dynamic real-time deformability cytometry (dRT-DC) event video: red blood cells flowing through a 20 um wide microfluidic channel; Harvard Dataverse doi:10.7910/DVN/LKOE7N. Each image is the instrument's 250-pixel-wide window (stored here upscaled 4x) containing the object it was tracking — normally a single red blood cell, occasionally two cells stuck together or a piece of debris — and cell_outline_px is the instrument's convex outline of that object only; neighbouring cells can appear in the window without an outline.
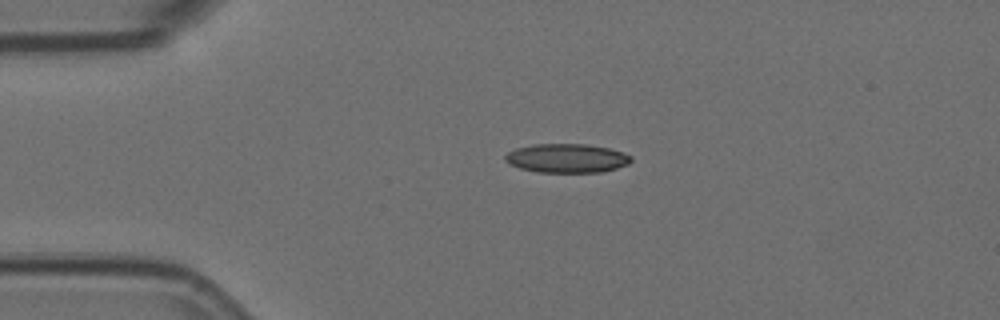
{"species": "Egyptian fruit bat (a non-hibernating species)", "species_latin": "Rousettus aegyptiacus", "temperature_condition": "room temperature", "stored_images_in_passage": 40, "camera_frame_rate_fps": 3000, "um_per_image_px": 0.085, "animal": {"sex": "female"}, "frame": {"image": 1, "passage_image": 1, "time_ms": 0.0, "image_size_px": [1000, 320], "cell_outline_px": [[632, 160], [628, 164], [616, 168], [600, 172], [540, 172], [520, 168], [504, 160], [504, 156], [508, 152], [516, 148], [532, 144], [588, 144], [608, 148], [624, 152], [632, 156]], "centroid_in_image_um": [48.19, 13.44], "position_along_channel_um": 36.8, "area_um2": 21.21}}
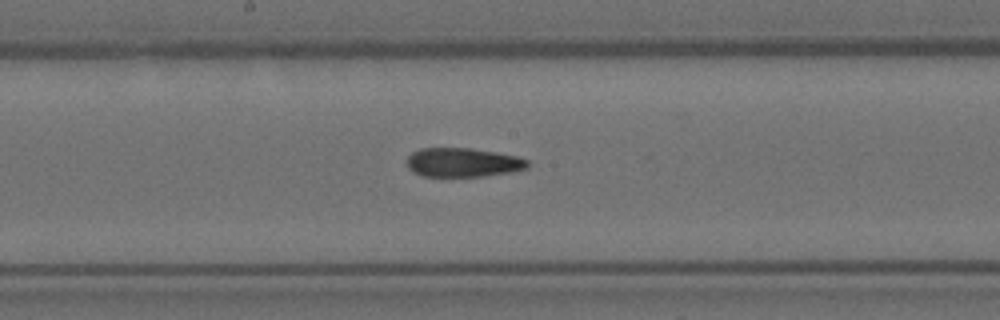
{"frame": {"image": 2, "passage_image": 18, "time_ms": 5.667, "image_size_px": [1000, 320], "cell_outline_px": [[528, 168], [512, 172], [484, 176], [424, 176], [412, 172], [408, 168], [408, 156], [412, 152], [420, 148], [472, 148], [496, 152], [516, 156], [528, 160]], "centroid_in_image_um": [39.35, 13.8], "position_along_channel_um": 208.8, "area_um2": 20.46}}
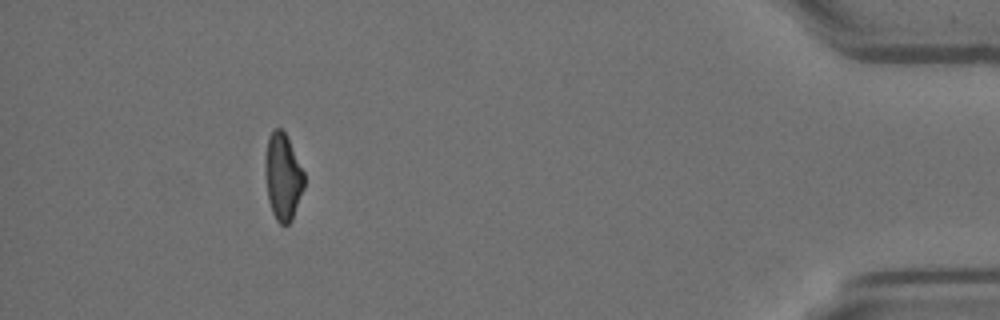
{"frame": {"image": 3, "passage_image": 40, "time_ms": 13.0, "image_size_px": [1000, 320], "cell_outline_px": [[304, 188], [292, 220], [288, 224], [280, 224], [276, 220], [272, 212], [268, 200], [264, 172], [264, 156], [268, 136], [272, 128], [280, 128], [288, 136], [304, 172]], "centroid_in_image_um": [24.02, 14.98], "position_along_channel_um": 411.2, "area_um2": 20.17}, "authors_computed_cell_mechanics": {"area_um2": 21.1548, "velocity_mm_per_s": 3.5961, "shape_relaxation_time_tau1_ms": null, "shape_relaxation_time_tau2_ms": 7.3884, "deformation_change_tau1": null, "deformation_change_tau2": 0.1629}}